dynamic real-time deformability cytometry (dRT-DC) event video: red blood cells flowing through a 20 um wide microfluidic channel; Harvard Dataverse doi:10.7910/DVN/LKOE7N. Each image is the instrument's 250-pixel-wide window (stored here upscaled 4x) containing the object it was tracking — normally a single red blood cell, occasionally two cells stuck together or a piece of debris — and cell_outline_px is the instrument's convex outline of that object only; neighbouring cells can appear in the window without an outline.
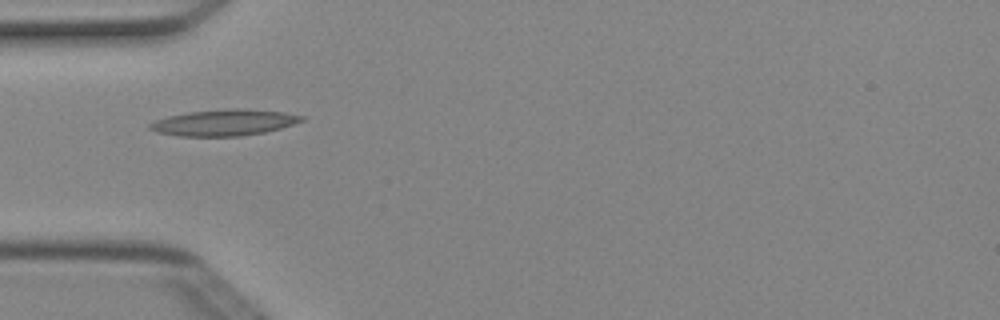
{"species": "Egyptian fruit bat (a non-hibernating species)", "species_latin": "Rousettus aegyptiacus", "temperature_condition": "cold", "stored_images_in_passage": 4, "camera_frame_rate_fps": 3000, "um_per_image_px": 0.085, "animal": {"sex": "female"}, "frame": {"image": 1, "passage_image": 4, "time_ms": 1.0, "image_size_px": [1000, 320], "cell_outline_px": [[304, 120], [280, 128], [264, 132], [240, 136], [176, 136], [156, 132], [148, 128], [148, 124], [156, 120], [168, 116], [188, 112], [232, 108], [240, 108], [284, 112], [304, 116]], "centroid_in_image_um": [19.01, 10.42], "position_along_channel_um": 66.0, "area_um2": 23.12}}